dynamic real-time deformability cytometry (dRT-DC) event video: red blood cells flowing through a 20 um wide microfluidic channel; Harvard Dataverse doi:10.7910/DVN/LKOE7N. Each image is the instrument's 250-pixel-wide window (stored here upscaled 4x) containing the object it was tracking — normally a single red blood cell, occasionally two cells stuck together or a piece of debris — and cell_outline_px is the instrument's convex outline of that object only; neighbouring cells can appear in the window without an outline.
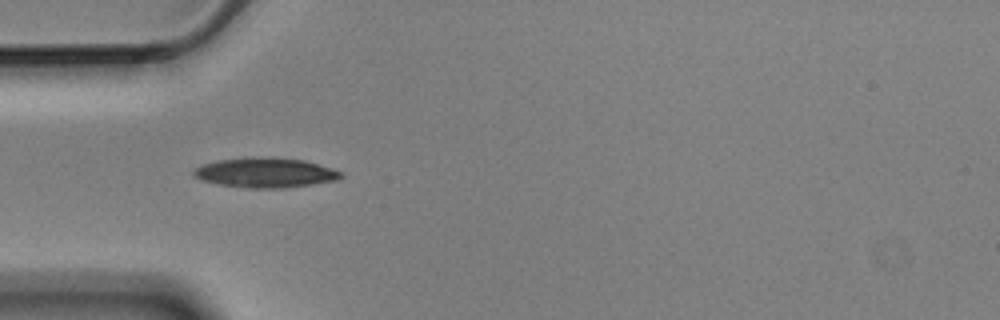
{"species": "Egyptian fruit bat (a non-hibernating species)", "species_latin": "Rousettus aegyptiacus", "temperature_condition": "cold", "stored_images_in_passage": 10, "camera_frame_rate_fps": 3000, "um_per_image_px": 0.085, "animal": {"sex": "male"}, "frame": {"image": 1, "passage_image": 4, "time_ms": 1.0, "image_size_px": [1000, 320], "cell_outline_px": [[344, 176], [336, 180], [284, 188], [248, 188], [216, 184], [200, 180], [192, 176], [192, 172], [196, 168], [204, 164], [216, 160], [304, 160], [332, 168], [340, 172]], "centroid_in_image_um": [22.53, 14.74], "position_along_channel_um": 62.5, "area_um2": 24.33}}
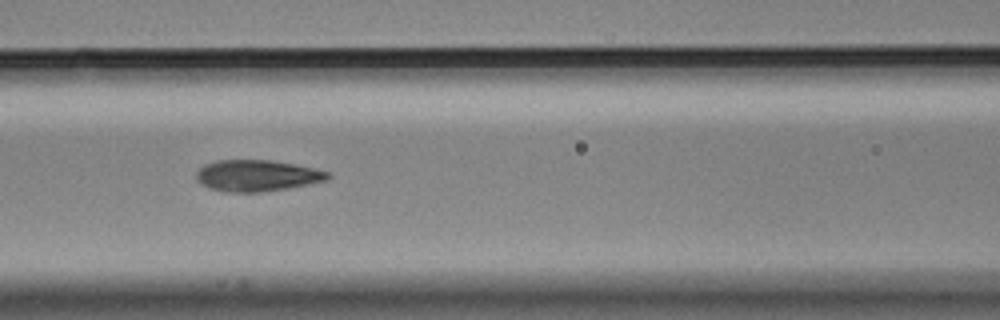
{"frame": {"image": 2, "passage_image": 6, "time_ms": 1.667, "image_size_px": [1000, 320], "cell_outline_px": [[332, 176], [328, 180], [288, 188], [264, 192], [224, 192], [208, 188], [200, 184], [196, 180], [196, 172], [204, 164], [216, 160], [272, 160], [296, 164], [316, 168], [332, 172]], "centroid_in_image_um": [21.86, 14.93], "position_along_channel_um": 144.7, "area_um2": 24.51}}
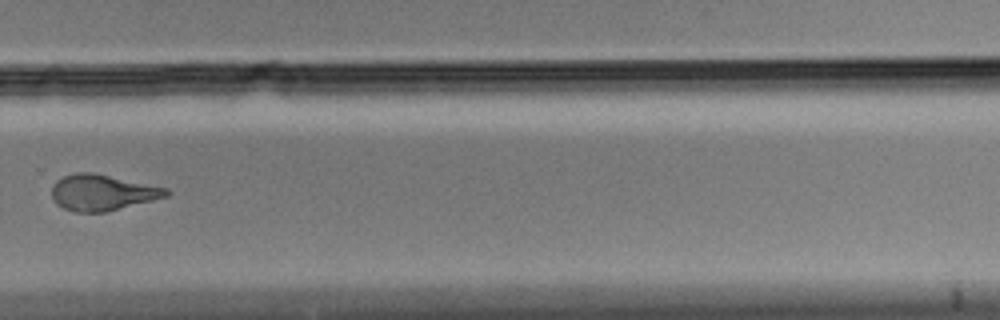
{"frame": {"image": 3, "passage_image": 10, "time_ms": 3.0, "image_size_px": [1000, 320], "cell_outline_px": [[168, 196], [104, 212], [76, 212], [64, 208], [56, 204], [52, 200], [52, 184], [56, 180], [64, 176], [76, 172], [92, 172], [168, 188]], "centroid_in_image_um": [8.65, 16.36], "position_along_channel_um": 321.2, "area_um2": 23.81}}